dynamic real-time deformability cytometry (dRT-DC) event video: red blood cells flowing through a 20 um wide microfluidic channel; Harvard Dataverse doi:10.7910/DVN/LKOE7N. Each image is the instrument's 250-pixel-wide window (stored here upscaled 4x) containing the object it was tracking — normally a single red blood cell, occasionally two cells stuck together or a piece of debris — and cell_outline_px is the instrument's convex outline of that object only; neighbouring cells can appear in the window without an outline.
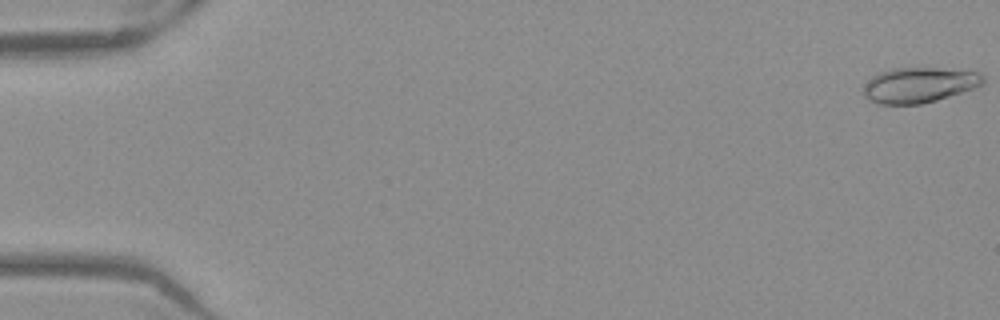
{"species": "Egyptian fruit bat (a non-hibernating species)", "species_latin": "Rousettus aegyptiacus", "temperature_condition": "warm", "stored_images_in_passage": 53, "camera_frame_rate_fps": 3000, "um_per_image_px": 0.085, "frame": {"image": 1, "passage_image": 1, "time_ms": 0.0, "image_size_px": [1000, 320], "cell_outline_px": [[984, 84], [936, 100], [920, 104], [876, 104], [868, 100], [864, 96], [864, 88], [868, 80], [872, 76], [880, 72], [892, 68], [936, 68], [980, 72], [984, 76]], "centroid_in_image_um": [78.1, 7.22], "position_along_channel_um": 6.9, "area_um2": 24.45}}
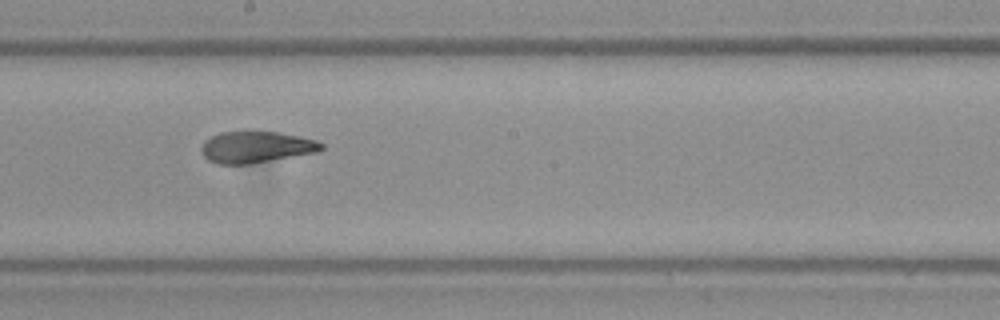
{"frame": {"image": 2, "passage_image": 30, "time_ms": 9.667, "image_size_px": [1000, 320], "cell_outline_px": [[324, 148], [316, 152], [248, 164], [216, 164], [208, 160], [204, 156], [200, 148], [204, 140], [220, 132], [244, 128], [256, 128], [280, 132], [300, 136], [316, 140], [324, 144]], "centroid_in_image_um": [21.73, 12.43], "position_along_channel_um": 226.5, "area_um2": 22.95}}
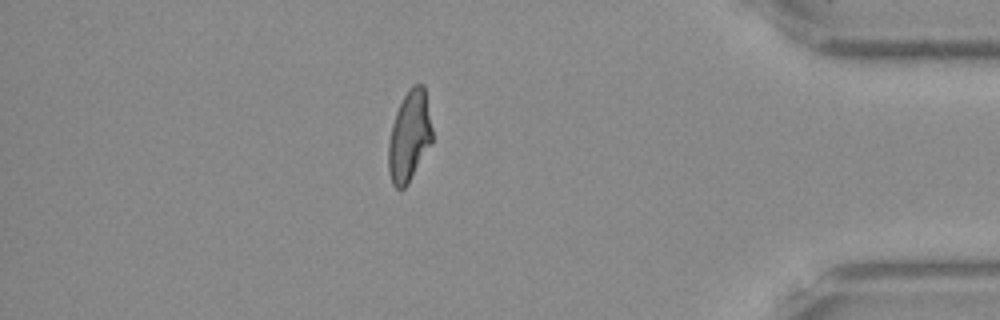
{"frame": {"image": 3, "passage_image": 46, "time_ms": 15.0, "image_size_px": [1000, 320], "cell_outline_px": [[432, 144], [408, 184], [404, 188], [396, 188], [392, 184], [388, 172], [388, 144], [392, 124], [396, 112], [408, 88], [412, 84], [424, 84], [432, 128]], "centroid_in_image_um": [34.8, 11.59], "position_along_channel_um": 400.4, "area_um2": 23.35}, "authors_computed_cell_mechanics": {"area_um2": 23.4668, "velocity_mm_per_s": 3.9393, "shape_relaxation_time_tau1_ms": 6.0663, "shape_relaxation_time_tau2_ms": 1.3834, "deformation_change_tau1": 0.2151, "deformation_change_tau2": 0.074}}